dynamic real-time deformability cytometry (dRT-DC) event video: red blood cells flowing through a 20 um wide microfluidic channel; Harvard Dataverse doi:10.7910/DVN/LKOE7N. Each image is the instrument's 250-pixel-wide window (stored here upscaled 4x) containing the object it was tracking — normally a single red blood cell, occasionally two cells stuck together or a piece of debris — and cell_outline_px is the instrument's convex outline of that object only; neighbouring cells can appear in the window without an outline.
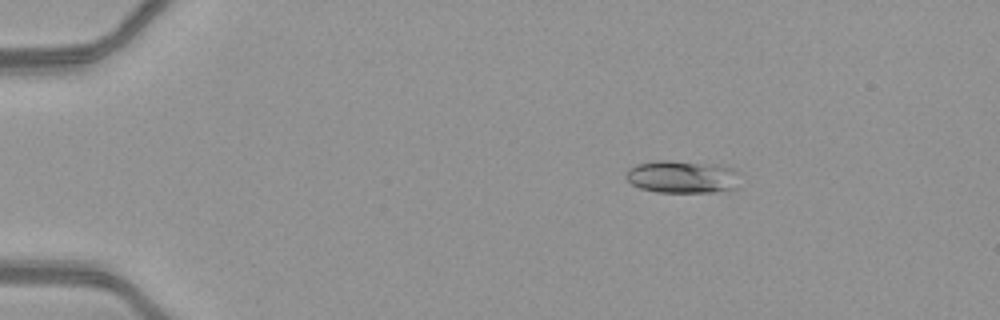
{"species": "common noctule bat (a hibernating species)", "species_latin": "Nyctalus noctula", "temperature_condition": "warm", "stored_images_in_passage": 46, "camera_frame_rate_fps": 3000, "um_per_image_px": 0.085, "animal": {"sex": "female", "body_mass_g": 21.9}, "frame": {"image": 1, "passage_image": 4, "time_ms": 1.0, "image_size_px": [1000, 320], "cell_outline_px": [[736, 188], [712, 192], [656, 192], [640, 188], [632, 184], [628, 180], [628, 168], [636, 164], [656, 160], [668, 160], [732, 168], [736, 172]], "centroid_in_image_um": [57.91, 15.04], "position_along_channel_um": 27.1, "area_um2": 20.98}}
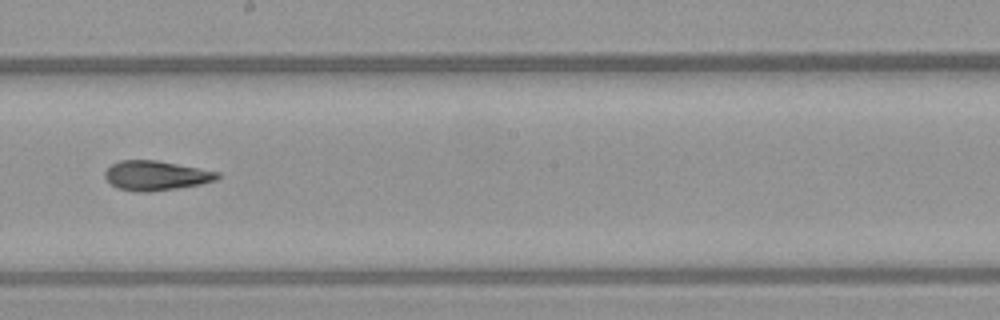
{"frame": {"image": 2, "passage_image": 25, "time_ms": 8.0, "image_size_px": [1000, 320], "cell_outline_px": [[220, 176], [216, 180], [200, 184], [176, 188], [148, 192], [136, 192], [120, 188], [112, 184], [104, 176], [104, 172], [112, 164], [120, 160], [156, 160], [220, 172]], "centroid_in_image_um": [13.26, 14.92], "position_along_channel_um": 234.9, "area_um2": 19.19}}
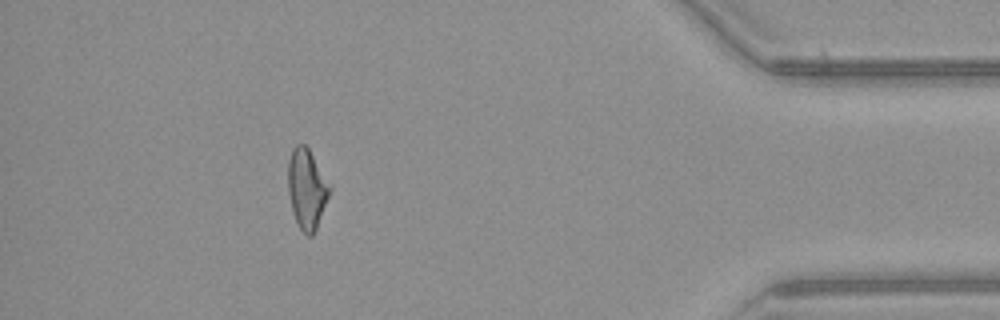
{"frame": {"image": 3, "passage_image": 41, "time_ms": 13.333, "image_size_px": [1000, 320], "cell_outline_px": [[332, 188], [316, 228], [312, 236], [308, 236], [300, 228], [296, 220], [292, 208], [288, 192], [288, 160], [292, 148], [296, 144], [304, 144], [308, 148], [332, 184]], "centroid_in_image_um": [26.09, 16.0], "position_along_channel_um": 409.1, "area_um2": 19.42}, "authors_computed_cell_mechanics": {"area_um2": 19.5653, "velocity_mm_per_s": 4.1515, "shape_relaxation_time_tau1_ms": null, "shape_relaxation_time_tau2_ms": 3.1658, "deformation_change_tau1": null, "deformation_change_tau2": 0.1183}}